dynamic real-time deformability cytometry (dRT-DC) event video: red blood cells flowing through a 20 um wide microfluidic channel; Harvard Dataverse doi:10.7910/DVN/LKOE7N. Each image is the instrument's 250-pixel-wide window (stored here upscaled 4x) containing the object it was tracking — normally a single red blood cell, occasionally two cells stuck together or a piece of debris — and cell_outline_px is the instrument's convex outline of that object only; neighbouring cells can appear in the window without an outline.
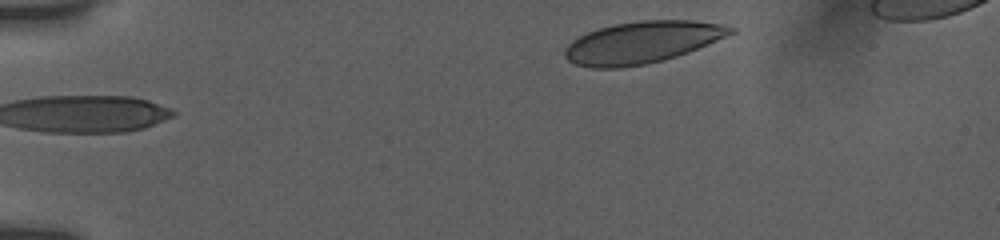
{"species": "human", "species_latin": "Homo sapiens", "temperature_condition": "room temperature", "stored_images_in_passage": 7, "segment_of_instrument_passage": [2, 2], "camera_frame_rate_fps": 3000, "um_per_image_px": 0.085, "donor": {"sex": "female"}, "frame": {"image": 1, "passage_image": 7, "time_ms": 6.333, "image_size_px": [1000, 240], "cell_outline_px": [[736, 32], [688, 52], [664, 60], [644, 64], [620, 68], [592, 68], [576, 64], [568, 60], [564, 56], [564, 48], [572, 40], [588, 32], [600, 28], [616, 24], [640, 20], [692, 20], [720, 24], [736, 28]], "centroid_in_image_um": [54.57, 3.6], "position_along_channel_um": 30.4, "area_um2": 40.23}}